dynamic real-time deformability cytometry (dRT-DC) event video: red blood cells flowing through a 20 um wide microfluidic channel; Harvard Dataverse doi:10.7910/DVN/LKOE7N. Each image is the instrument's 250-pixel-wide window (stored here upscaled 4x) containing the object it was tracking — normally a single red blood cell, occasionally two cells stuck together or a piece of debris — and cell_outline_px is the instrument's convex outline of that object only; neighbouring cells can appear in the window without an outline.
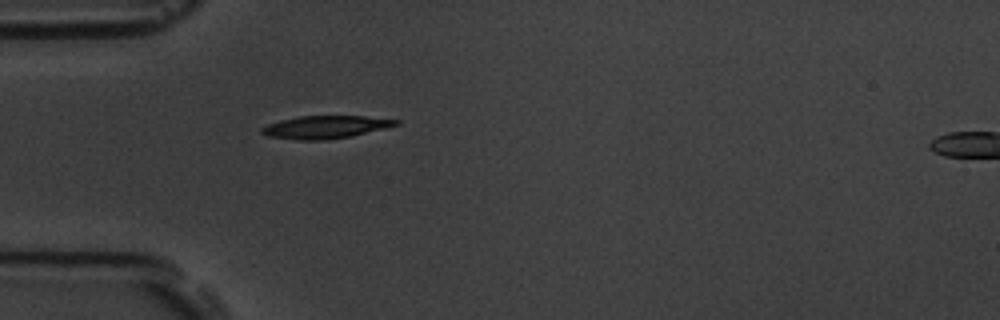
{"species": "common noctule bat (a hibernating species)", "species_latin": "Nyctalus noctula", "temperature_condition": "room temperature", "stored_images_in_passage": 2, "segment_of_instrument_passage": [1, 2], "camera_frame_rate_fps": 3000, "um_per_image_px": 0.085, "animal": {"sex": "male", "body_mass_g": 19.5, "forearm_length_mm": 54.6}, "frame": {"image": 1, "passage_image": 1, "time_ms": 0.0, "image_size_px": [1000, 320], "cell_outline_px": [[400, 124], [352, 136], [324, 140], [300, 140], [268, 136], [260, 132], [260, 128], [268, 124], [280, 120], [300, 116], [364, 116], [400, 120]], "centroid_in_image_um": [27.64, 10.8], "position_along_channel_um": 57.4, "area_um2": 17.69}}